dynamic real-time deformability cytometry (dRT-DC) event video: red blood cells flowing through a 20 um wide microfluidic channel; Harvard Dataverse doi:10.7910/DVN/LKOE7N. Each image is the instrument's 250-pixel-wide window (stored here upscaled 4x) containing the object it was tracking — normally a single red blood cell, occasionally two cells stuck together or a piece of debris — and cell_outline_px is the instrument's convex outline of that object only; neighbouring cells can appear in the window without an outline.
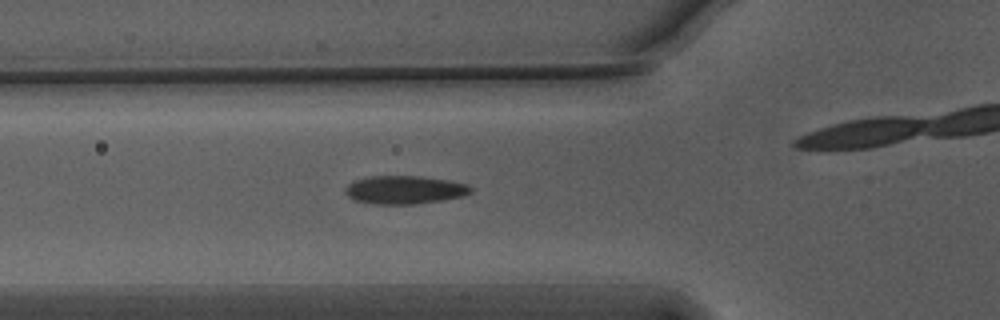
{"species": "Egyptian fruit bat (a non-hibernating species)", "species_latin": "Rousettus aegyptiacus", "temperature_condition": "warm", "stored_images_in_passage": 26, "camera_frame_rate_fps": 3000, "um_per_image_px": 0.085, "animal": {"sex": "male"}, "frame": {"image": 1, "passage_image": 12, "time_ms": 3.667, "image_size_px": [1000, 320], "cell_outline_px": [[472, 192], [464, 196], [444, 200], [416, 204], [372, 204], [356, 200], [348, 196], [344, 192], [344, 188], [348, 184], [356, 180], [372, 176], [420, 176], [448, 180], [468, 184], [472, 188]], "centroid_in_image_um": [34.42, 16.14], "position_along_channel_um": 91.4, "area_um2": 20.75}}
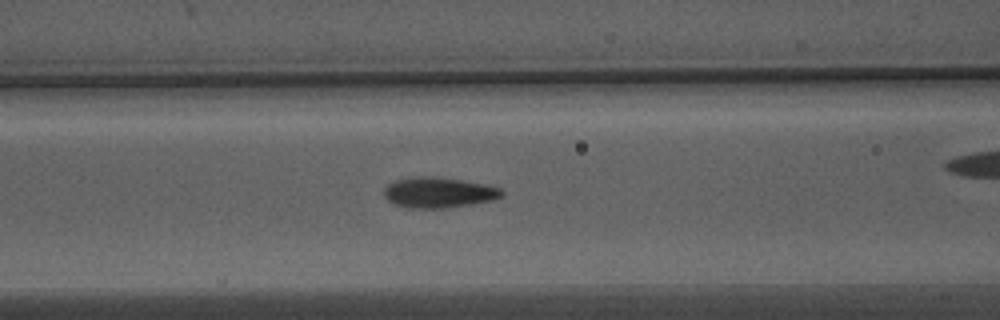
{"frame": {"image": 2, "passage_image": 15, "time_ms": 4.667, "image_size_px": [1000, 320], "cell_outline_px": [[504, 196], [492, 200], [472, 204], [444, 208], [408, 208], [396, 204], [388, 200], [384, 196], [384, 188], [388, 184], [396, 180], [416, 176], [432, 176], [460, 180], [484, 184], [500, 188], [504, 192]], "centroid_in_image_um": [37.28, 16.36], "position_along_channel_um": 129.3, "area_um2": 20.87}}